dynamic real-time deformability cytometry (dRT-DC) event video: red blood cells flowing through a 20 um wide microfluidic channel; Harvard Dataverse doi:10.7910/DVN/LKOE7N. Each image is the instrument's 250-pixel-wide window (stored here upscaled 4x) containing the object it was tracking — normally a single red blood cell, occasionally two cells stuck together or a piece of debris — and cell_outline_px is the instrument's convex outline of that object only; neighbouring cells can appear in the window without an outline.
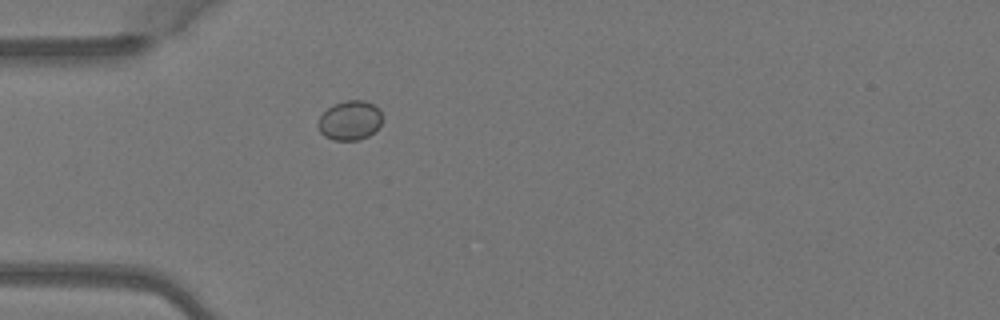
{"species": "Egyptian fruit bat (a non-hibernating species)", "species_latin": "Rousettus aegyptiacus", "temperature_condition": "warm", "stored_images_in_passage": 1, "camera_frame_rate_fps": 3000, "um_per_image_px": 0.085, "animal": {"sex": "female"}, "frame": {"image": 1, "passage_image": 1, "time_ms": 0.0, "image_size_px": [1000, 320], "cell_outline_px": [[384, 116], [380, 124], [368, 136], [360, 140], [332, 140], [324, 136], [320, 132], [316, 124], [320, 116], [328, 108], [344, 100], [364, 100], [380, 108]], "centroid_in_image_um": [29.74, 10.23], "position_along_channel_um": 55.3, "area_um2": 14.91}}